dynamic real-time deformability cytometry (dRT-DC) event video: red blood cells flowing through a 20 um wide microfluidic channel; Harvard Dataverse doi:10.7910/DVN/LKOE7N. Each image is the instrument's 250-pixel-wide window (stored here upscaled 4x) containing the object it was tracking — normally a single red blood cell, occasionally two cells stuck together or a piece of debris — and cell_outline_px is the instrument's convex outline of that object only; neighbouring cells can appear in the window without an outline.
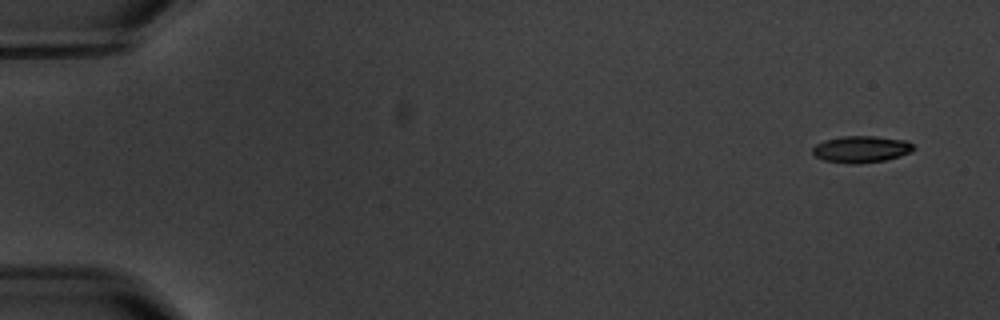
{"species": "common noctule bat (a hibernating species)", "species_latin": "Nyctalus noctula", "temperature_condition": "warm", "stored_images_in_passage": 5, "camera_frame_rate_fps": 3000, "um_per_image_px": 0.085, "animal": {"sex": "male", "body_mass_g": 20.1, "forearm_length_mm": 53.5}, "frame": {"image": 1, "passage_image": 1, "time_ms": 0.0, "image_size_px": [1000, 320], "cell_outline_px": [[916, 148], [912, 152], [900, 156], [884, 160], [856, 164], [848, 164], [824, 160], [816, 156], [812, 152], [812, 148], [816, 144], [824, 140], [840, 136], [876, 136], [908, 140]], "centroid_in_image_um": [73.22, 12.67], "position_along_channel_um": 11.8, "area_um2": 15.9}}
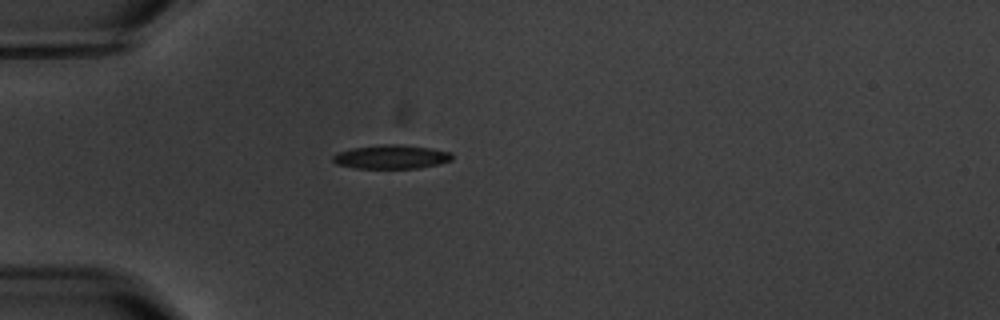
{"frame": {"image": 2, "passage_image": 5, "time_ms": 4.667, "image_size_px": [1000, 320], "cell_outline_px": [[452, 160], [440, 164], [420, 168], [356, 168], [336, 164], [332, 160], [332, 156], [336, 152], [352, 148], [384, 144], [400, 144], [428, 148], [452, 152]], "centroid_in_image_um": [33.25, 13.33], "position_along_channel_um": 51.8, "area_um2": 16.65}}